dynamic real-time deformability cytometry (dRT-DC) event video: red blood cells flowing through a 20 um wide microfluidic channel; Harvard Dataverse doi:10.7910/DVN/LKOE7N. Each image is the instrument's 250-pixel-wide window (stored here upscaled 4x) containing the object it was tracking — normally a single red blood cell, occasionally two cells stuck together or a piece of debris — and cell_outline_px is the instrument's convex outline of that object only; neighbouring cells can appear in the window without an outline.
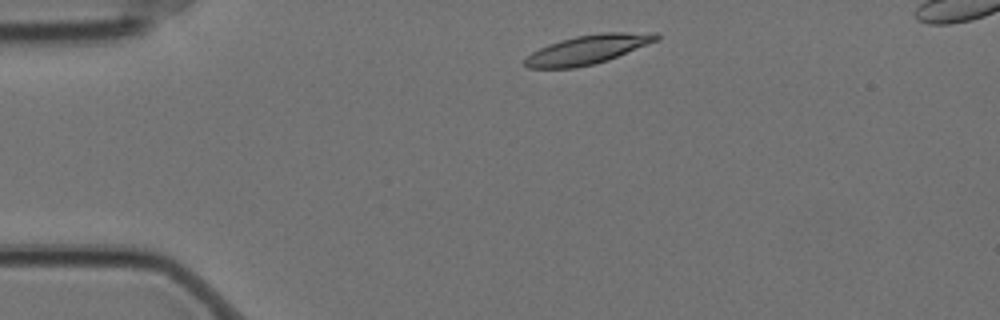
{"species": "Egyptian fruit bat (a non-hibernating species)", "species_latin": "Rousettus aegyptiacus", "temperature_condition": "cold", "stored_images_in_passage": 3, "camera_frame_rate_fps": 3000, "um_per_image_px": 0.085, "animal": {"sex": "female"}, "frame": {"image": 1, "passage_image": 1, "time_ms": 0.0, "image_size_px": [1000, 320], "cell_outline_px": [[660, 36], [656, 40], [608, 60], [576, 68], [528, 68], [524, 64], [524, 56], [548, 44], [560, 40], [576, 36], [600, 32], [660, 32]], "centroid_in_image_um": [49.92, 4.2], "position_along_channel_um": 35.1, "area_um2": 22.25}}